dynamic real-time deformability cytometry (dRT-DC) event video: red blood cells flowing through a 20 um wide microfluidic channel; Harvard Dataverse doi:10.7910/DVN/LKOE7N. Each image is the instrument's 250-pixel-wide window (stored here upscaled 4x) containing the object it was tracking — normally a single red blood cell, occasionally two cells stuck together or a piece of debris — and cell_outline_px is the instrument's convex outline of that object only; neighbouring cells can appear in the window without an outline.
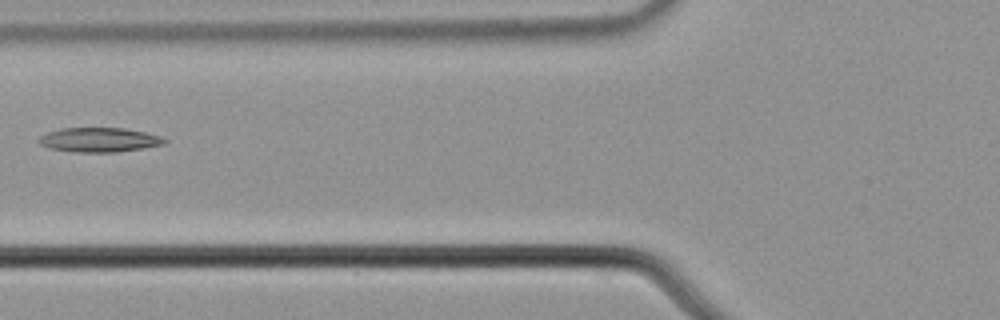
{"species": "common noctule bat (a hibernating species)", "species_latin": "Nyctalus noctula", "temperature_condition": "cold", "stored_images_in_passage": 3, "camera_frame_rate_fps": 3000, "um_per_image_px": 0.085, "animal": {"sex": "male", "body_mass_g": 21.5, "forearm_length_mm": 52.0}, "frame": {"image": 1, "passage_image": 2, "time_ms": 0.333, "image_size_px": [1000, 320], "cell_outline_px": [[168, 140], [164, 144], [144, 148], [116, 152], [76, 152], [52, 148], [40, 144], [36, 140], [40, 136], [48, 132], [60, 128], [124, 128], [144, 132], [160, 136]], "centroid_in_image_um": [8.43, 11.88], "position_along_channel_um": 117.4, "area_um2": 17.8}}
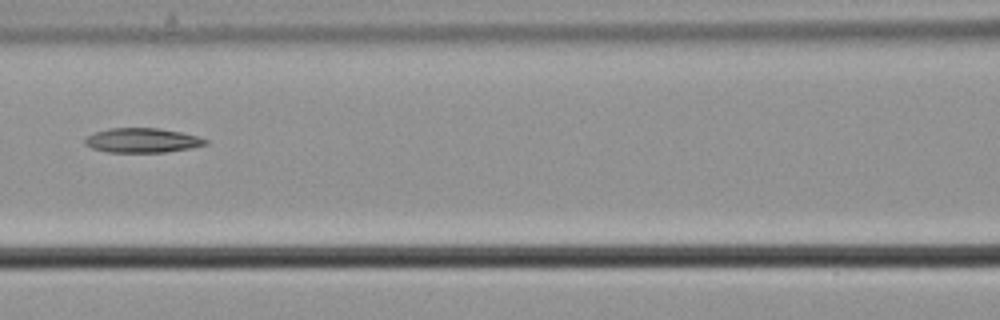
{"frame": {"image": 2, "passage_image": 3, "time_ms": 0.667, "image_size_px": [1000, 320], "cell_outline_px": [[208, 144], [192, 148], [164, 152], [108, 152], [92, 148], [84, 144], [84, 140], [88, 136], [96, 132], [108, 128], [160, 128], [180, 132], [196, 136], [208, 140]], "centroid_in_image_um": [12.09, 11.93], "position_along_channel_um": 154.5, "area_um2": 17.17}}